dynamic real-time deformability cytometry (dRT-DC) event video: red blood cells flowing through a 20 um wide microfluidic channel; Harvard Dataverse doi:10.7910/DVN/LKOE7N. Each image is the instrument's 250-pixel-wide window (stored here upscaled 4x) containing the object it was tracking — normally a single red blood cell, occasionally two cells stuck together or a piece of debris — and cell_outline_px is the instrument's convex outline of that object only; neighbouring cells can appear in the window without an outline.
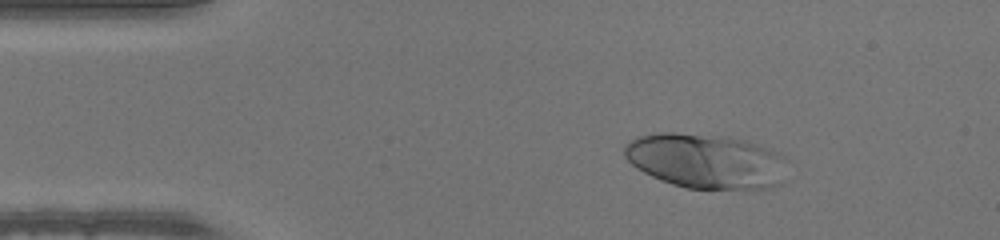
{"species": "human", "species_latin": "Homo sapiens", "temperature_condition": "warm", "stored_images_in_passage": 48, "camera_frame_rate_fps": 3000, "um_per_image_px": 0.085, "donor": {"sex": "male"}, "frame": {"image": 1, "passage_image": 7, "time_ms": 2.0, "image_size_px": [1000, 240], "cell_outline_px": [[780, 184], [768, 188], [688, 188], [672, 184], [660, 180], [636, 168], [624, 156], [624, 144], [640, 136], [660, 132], [676, 132], [728, 136], [748, 140], [760, 144], [776, 152]], "centroid_in_image_um": [59.85, 13.65], "position_along_channel_um": 25.2, "area_um2": 50.92}}
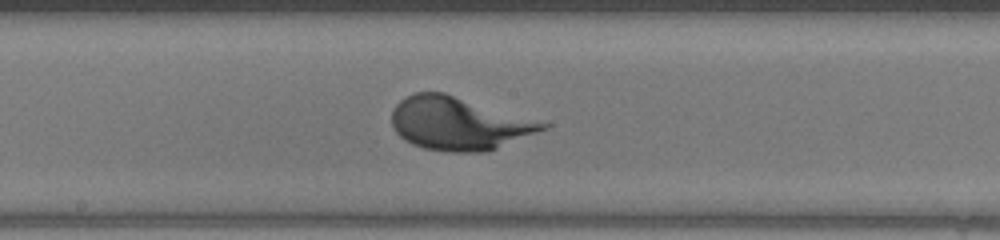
{"frame": {"image": 2, "passage_image": 25, "time_ms": 8.0, "image_size_px": [1000, 240], "cell_outline_px": [[552, 124], [548, 128], [496, 148], [484, 152], [448, 152], [424, 148], [412, 144], [404, 140], [392, 128], [392, 112], [396, 104], [404, 96], [416, 92], [444, 92]], "centroid_in_image_um": [38.97, 10.49], "position_along_channel_um": 209.2, "area_um2": 46.59}}
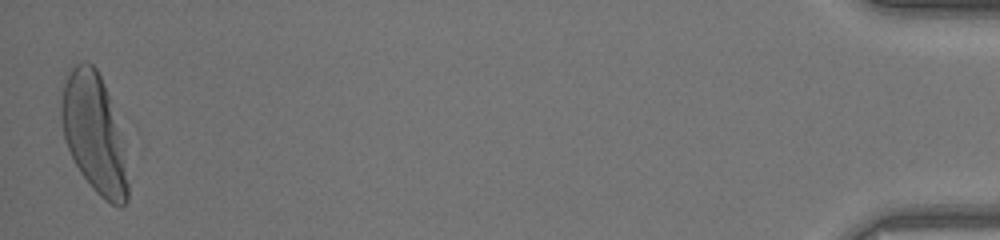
{"frame": {"image": 3, "passage_image": 48, "time_ms": 15.667, "image_size_px": [1000, 240], "cell_outline_px": [[128, 200], [120, 208], [104, 200], [92, 188], [80, 172], [68, 148], [64, 136], [60, 116], [60, 100], [64, 84], [68, 72], [76, 64], [92, 64], [96, 68], [100, 76], [108, 96], [128, 184]], "centroid_in_image_um": [7.91, 11.37], "position_along_channel_um": 427.3, "area_um2": 43.99}}